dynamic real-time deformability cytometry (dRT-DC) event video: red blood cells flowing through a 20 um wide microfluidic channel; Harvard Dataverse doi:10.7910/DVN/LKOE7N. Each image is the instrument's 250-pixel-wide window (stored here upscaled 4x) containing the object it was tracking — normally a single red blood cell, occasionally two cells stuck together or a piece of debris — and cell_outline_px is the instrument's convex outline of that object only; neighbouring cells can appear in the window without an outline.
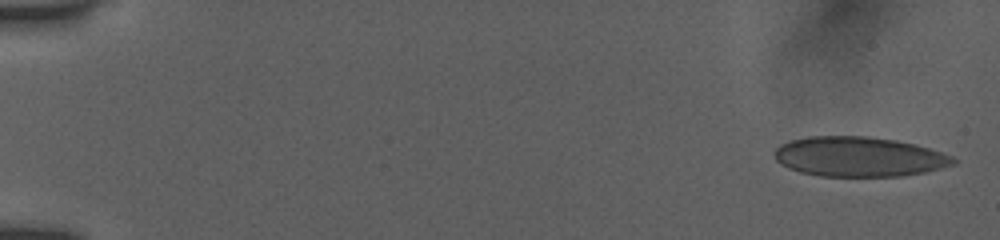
{"species": "human", "species_latin": "Homo sapiens", "temperature_condition": "room temperature", "stored_images_in_passage": 53, "camera_frame_rate_fps": 3000, "um_per_image_px": 0.085, "donor": {"sex": "female"}, "frame": {"image": 1, "passage_image": 2, "time_ms": 0.333, "image_size_px": [1000, 240], "cell_outline_px": [[956, 164], [924, 172], [900, 176], [820, 176], [800, 172], [788, 168], [780, 164], [776, 160], [772, 152], [780, 144], [792, 140], [808, 136], [868, 136], [896, 140], [916, 144], [952, 156], [956, 160]], "centroid_in_image_um": [72.98, 13.32], "position_along_channel_um": 12.0, "area_um2": 41.62}}
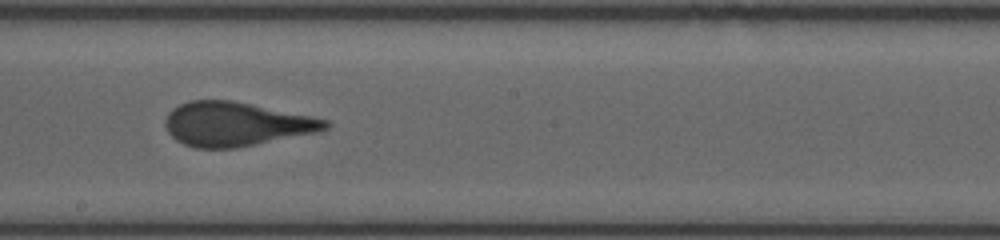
{"frame": {"image": 2, "passage_image": 31, "time_ms": 10.0, "image_size_px": [1000, 240], "cell_outline_px": [[332, 124], [328, 128], [320, 132], [236, 148], [196, 148], [184, 144], [176, 140], [168, 132], [164, 124], [164, 120], [168, 112], [172, 108], [188, 100], [232, 100], [312, 116], [328, 120]], "centroid_in_image_um": [20.07, 10.54], "position_along_channel_um": 228.1, "area_um2": 41.38}}
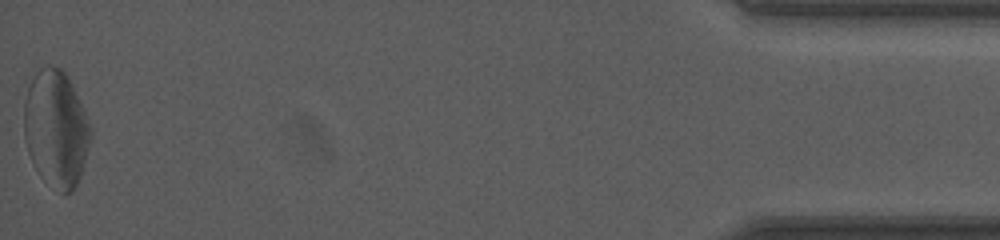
{"frame": {"image": 3, "passage_image": 53, "time_ms": 17.333, "image_size_px": [1000, 240], "cell_outline_px": [[92, 136], [76, 184], [64, 196], [40, 176], [28, 152], [24, 140], [24, 100], [28, 88], [36, 72], [40, 68], [48, 64], [52, 64], [60, 68], [64, 72], [92, 128]], "centroid_in_image_um": [4.73, 10.93], "position_along_channel_um": 430.5, "area_um2": 44.56}, "authors_computed_cell_mechanics": {"area_um2": 41.9628, "velocity_mm_per_s": 3.9089, "shape_relaxation_time_tau1_ms": null, "shape_relaxation_time_tau2_ms": 0.7269, "deformation_change_tau1": null, "deformation_change_tau2": 0.0593}}